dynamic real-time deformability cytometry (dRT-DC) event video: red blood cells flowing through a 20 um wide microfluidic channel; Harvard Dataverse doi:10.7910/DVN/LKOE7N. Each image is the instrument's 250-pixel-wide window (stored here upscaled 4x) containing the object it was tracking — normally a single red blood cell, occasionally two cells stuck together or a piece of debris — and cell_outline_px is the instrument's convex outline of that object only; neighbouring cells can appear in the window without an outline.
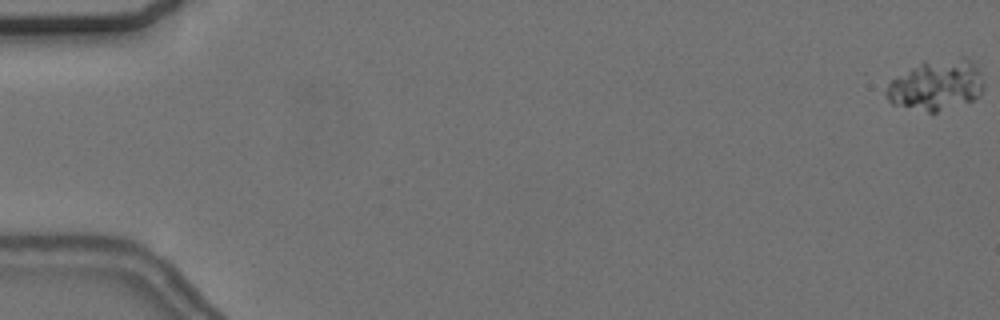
{"species": "common noctule bat (a hibernating species)", "species_latin": "Nyctalus noctula", "temperature_condition": "cold", "stored_images_in_passage": 58, "camera_frame_rate_fps": 3000, "um_per_image_px": 0.085, "animal": {"sex": "female", "body_mass_g": 24.6, "forearm_length_mm": 56.2}, "frame": {"image": 1, "passage_image": 1, "time_ms": 0.0, "image_size_px": [1000, 320], "cell_outline_px": [[984, 88], [980, 96], [972, 100], [936, 112], [928, 112], [892, 104], [888, 100], [884, 92], [888, 84], [892, 80], [924, 60], [960, 56], [964, 56], [980, 68], [984, 84]], "centroid_in_image_um": [79.63, 7.2], "position_along_channel_um": 5.4, "area_um2": 29.02}}
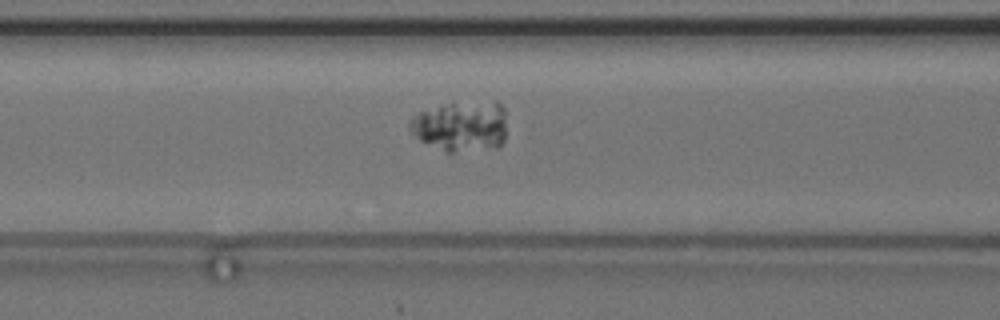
{"frame": {"image": 2, "passage_image": 25, "time_ms": 8.0, "image_size_px": [1000, 320], "cell_outline_px": [[504, 140], [500, 148], [452, 152], [448, 152], [420, 140], [408, 128], [408, 124], [412, 116], [416, 112], [452, 100], [496, 100], [504, 108]], "centroid_in_image_um": [39.18, 10.66], "position_along_channel_um": 127.4, "area_um2": 29.59}}